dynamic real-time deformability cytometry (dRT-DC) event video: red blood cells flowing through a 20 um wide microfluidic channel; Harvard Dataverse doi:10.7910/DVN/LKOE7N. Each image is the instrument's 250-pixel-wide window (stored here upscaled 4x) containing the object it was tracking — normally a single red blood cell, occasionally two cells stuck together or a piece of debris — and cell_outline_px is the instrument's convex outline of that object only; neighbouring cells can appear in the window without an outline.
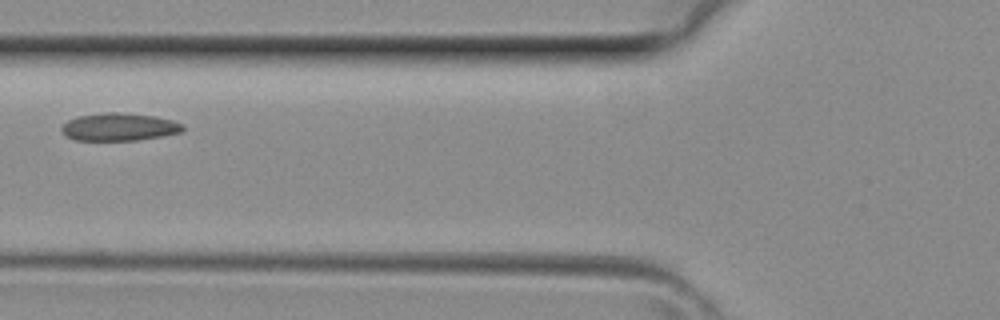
{"species": "common noctule bat (a hibernating species)", "species_latin": "Nyctalus noctula", "temperature_condition": "room temperature", "stored_images_in_passage": 2, "camera_frame_rate_fps": 3000, "um_per_image_px": 0.085, "animal": {"sex": "female", "body_mass_g": 29.2, "forearm_length_mm": 56.3}, "frame": {"image": 1, "passage_image": 2, "time_ms": 0.333, "image_size_px": [1000, 320], "cell_outline_px": [[184, 132], [136, 140], [76, 140], [68, 136], [60, 128], [68, 120], [76, 116], [104, 112], [116, 112], [156, 116], [172, 120], [184, 124]], "centroid_in_image_um": [10.16, 10.78], "position_along_channel_um": 115.6, "area_um2": 19.54}}